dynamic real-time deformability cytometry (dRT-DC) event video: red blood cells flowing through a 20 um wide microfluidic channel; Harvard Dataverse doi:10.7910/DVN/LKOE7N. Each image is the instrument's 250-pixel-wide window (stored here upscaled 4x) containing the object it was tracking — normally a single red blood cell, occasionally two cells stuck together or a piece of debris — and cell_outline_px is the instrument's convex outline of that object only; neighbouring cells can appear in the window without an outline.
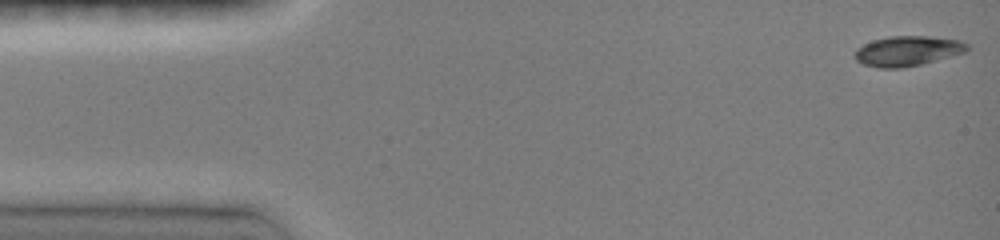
{"species": "common noctule bat (a hibernating species)", "species_latin": "Nyctalus noctula", "temperature_condition": "room temperature", "stored_images_in_passage": 46, "camera_frame_rate_fps": 3000, "um_per_image_px": 0.085, "animal": {"sex": "female", "body_mass_g": 19.0, "forearm_length_mm": 51.5}, "frame": {"image": 1, "passage_image": 1, "time_ms": 0.0, "image_size_px": [1000, 240], "cell_outline_px": [[968, 48], [964, 52], [920, 64], [900, 68], [880, 68], [864, 64], [856, 60], [856, 48], [872, 40], [888, 36], [928, 36], [960, 40], [968, 44]], "centroid_in_image_um": [77.12, 4.32], "position_along_channel_um": 7.9, "area_um2": 19.36}}
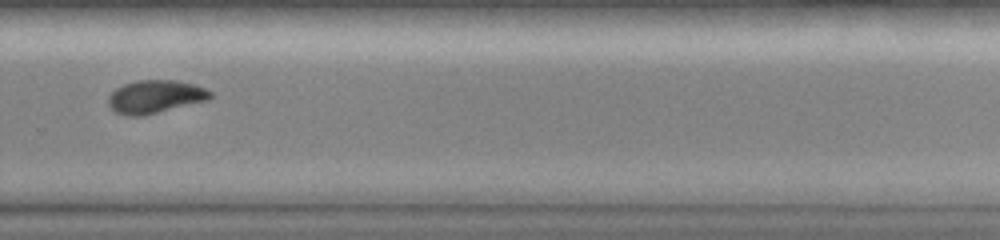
{"frame": {"image": 2, "passage_image": 32, "time_ms": 10.333, "image_size_px": [1000, 240], "cell_outline_px": [[212, 96], [208, 100], [140, 116], [128, 116], [116, 112], [108, 104], [108, 96], [116, 88], [124, 84], [136, 80], [176, 80], [196, 84], [212, 92]], "centroid_in_image_um": [13.19, 8.2], "position_along_channel_um": 316.6, "area_um2": 19.54}}
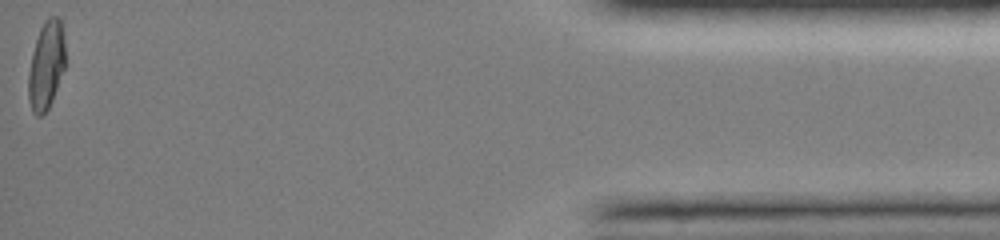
{"frame": {"image": 3, "passage_image": 46, "time_ms": 15.0, "image_size_px": [1000, 240], "cell_outline_px": [[64, 68], [52, 100], [48, 108], [40, 116], [36, 116], [32, 112], [28, 100], [28, 72], [32, 52], [40, 28], [44, 20], [48, 16], [56, 16], [60, 20], [64, 40]], "centroid_in_image_um": [3.9, 5.55], "position_along_channel_um": 431.3, "area_um2": 18.84}, "authors_computed_cell_mechanics": {"area_um2": 19.652, "velocity_mm_per_s": 4.1397, "shape_relaxation_time_tau1_ms": 2.7878, "shape_relaxation_time_tau2_ms": 3.6701, "deformation_change_tau1": 0.1643, "deformation_change_tau2": 0.0414}}